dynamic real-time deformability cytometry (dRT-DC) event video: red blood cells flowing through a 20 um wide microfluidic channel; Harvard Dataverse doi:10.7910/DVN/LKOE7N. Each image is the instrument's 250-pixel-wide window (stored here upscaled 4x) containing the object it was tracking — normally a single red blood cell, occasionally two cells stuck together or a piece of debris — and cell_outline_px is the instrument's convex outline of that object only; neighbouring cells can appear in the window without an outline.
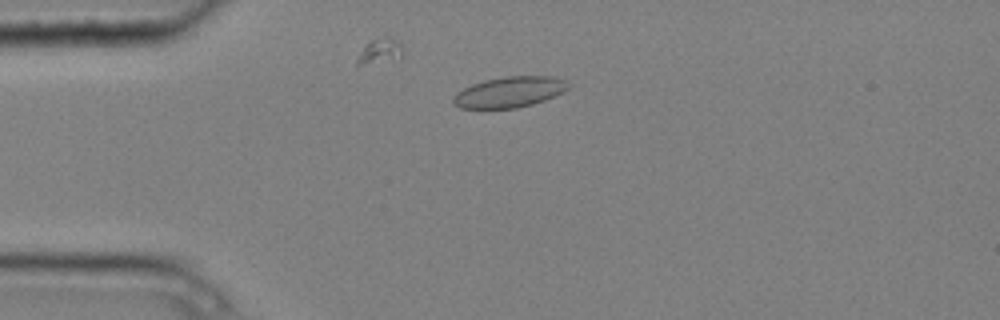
{"species": "common noctule bat (a hibernating species)", "species_latin": "Nyctalus noctula", "temperature_condition": "cold", "stored_images_in_passage": 3, "camera_frame_rate_fps": 3000, "um_per_image_px": 0.085, "animal": {"sex": "male", "body_mass_g": 20.4}, "frame": {"image": 1, "passage_image": 2, "time_ms": 0.333, "image_size_px": [1000, 320], "cell_outline_px": [[568, 88], [564, 92], [544, 100], [532, 104], [516, 108], [460, 108], [452, 104], [452, 100], [456, 92], [472, 84], [484, 80], [504, 76], [552, 76], [564, 80], [568, 84]], "centroid_in_image_um": [43.28, 7.82], "position_along_channel_um": 41.7, "area_um2": 20.58}}